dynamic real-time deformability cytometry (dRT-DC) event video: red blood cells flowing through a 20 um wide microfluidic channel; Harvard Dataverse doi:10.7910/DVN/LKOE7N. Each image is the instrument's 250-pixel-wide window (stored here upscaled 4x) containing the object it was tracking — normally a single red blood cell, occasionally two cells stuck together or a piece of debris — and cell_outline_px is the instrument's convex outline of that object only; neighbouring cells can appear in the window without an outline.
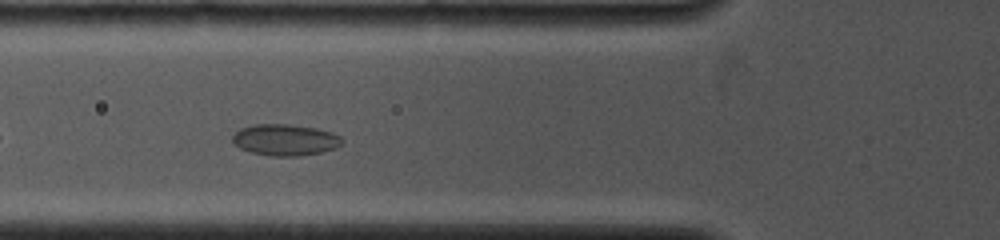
{"species": "common noctule bat (a hibernating species)", "species_latin": "Nyctalus noctula", "temperature_condition": "cold", "stored_images_in_passage": 8, "camera_frame_rate_fps": 4000, "um_per_image_px": 0.085, "animal": {"sex": "female", "body_mass_g": 19.0, "forearm_length_mm": 53.3}, "frame": {"image": 1, "passage_image": 3, "time_ms": 1.5, "image_size_px": [1000, 240], "cell_outline_px": [[344, 140], [336, 148], [320, 152], [300, 156], [268, 156], [252, 152], [240, 148], [232, 144], [232, 136], [240, 128], [252, 124], [288, 124], [316, 128], [332, 132], [340, 136]], "centroid_in_image_um": [24.21, 11.88], "position_along_channel_um": 101.6, "area_um2": 20.17}}
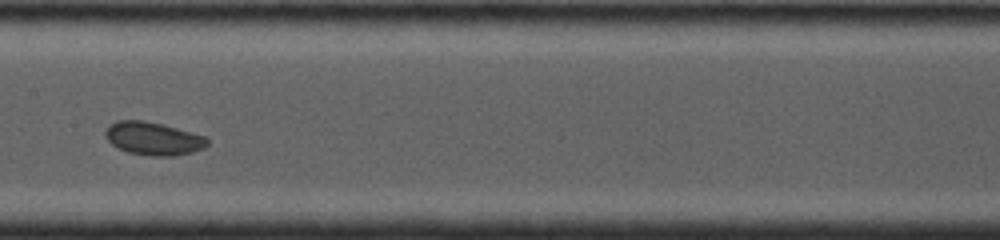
{"frame": {"image": 2, "passage_image": 5, "time_ms": 3.75, "image_size_px": [1000, 240], "cell_outline_px": [[208, 144], [204, 148], [192, 152], [172, 156], [152, 156], [128, 152], [112, 144], [104, 136], [104, 132], [116, 120], [144, 120], [176, 128], [204, 136], [208, 140]], "centroid_in_image_um": [13.02, 11.78], "position_along_channel_um": 194.4, "area_um2": 19.36}}
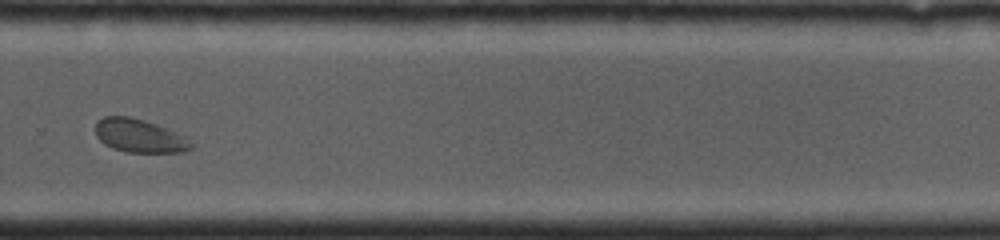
{"frame": {"image": 3, "passage_image": 8, "time_ms": 6.75, "image_size_px": [1000, 240], "cell_outline_px": [[196, 144], [192, 148], [180, 152], [124, 152], [112, 148], [104, 144], [96, 136], [96, 124], [104, 116], [128, 116], [144, 120], [156, 124]], "centroid_in_image_um": [11.8, 11.55], "position_along_channel_um": 318.0, "area_um2": 18.26}}